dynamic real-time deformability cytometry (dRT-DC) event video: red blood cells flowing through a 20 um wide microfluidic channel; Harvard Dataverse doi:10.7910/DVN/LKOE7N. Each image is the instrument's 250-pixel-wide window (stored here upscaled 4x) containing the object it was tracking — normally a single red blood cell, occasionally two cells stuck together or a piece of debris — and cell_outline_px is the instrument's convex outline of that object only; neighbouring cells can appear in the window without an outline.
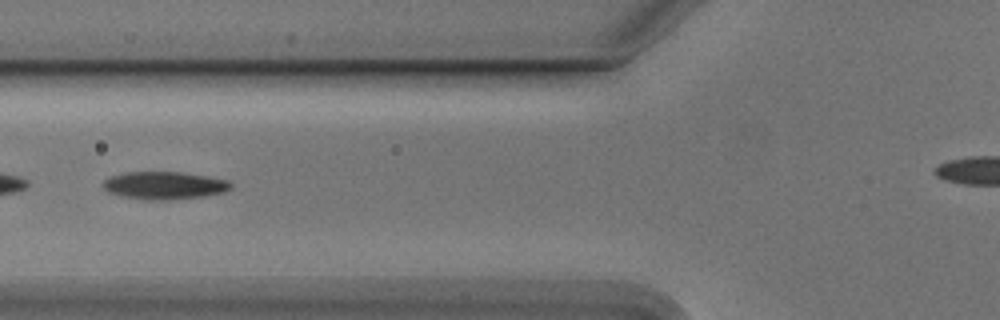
{"species": "Egyptian fruit bat (a non-hibernating species)", "species_latin": "Rousettus aegyptiacus", "temperature_condition": "cold", "stored_images_in_passage": 40, "camera_frame_rate_fps": 3000, "um_per_image_px": 0.085, "animal": {"sex": "male"}, "frame": {"image": 1, "passage_image": 12, "time_ms": 3.667, "image_size_px": [1000, 320], "cell_outline_px": [[232, 188], [224, 192], [204, 196], [168, 200], [144, 200], [124, 196], [108, 192], [104, 188], [104, 180], [112, 176], [128, 172], [180, 172], [208, 176], [228, 180], [232, 184]], "centroid_in_image_um": [14.01, 15.76], "position_along_channel_um": 111.8, "area_um2": 20.52}}
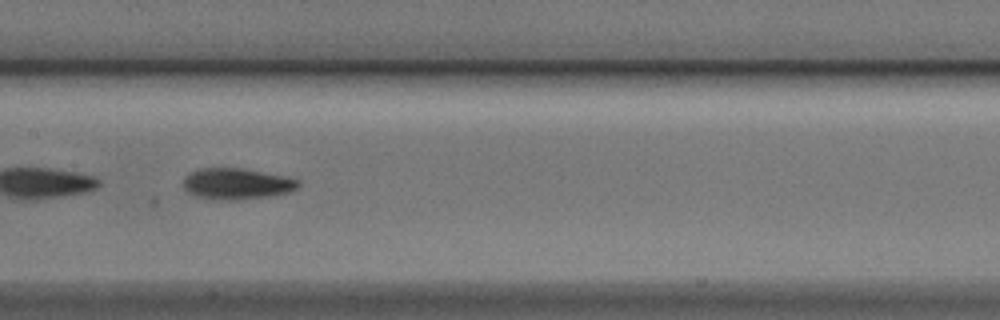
{"frame": {"image": 2, "passage_image": 18, "time_ms": 5.667, "image_size_px": [1000, 320], "cell_outline_px": [[300, 184], [292, 192], [272, 196], [236, 200], [212, 200], [196, 196], [188, 192], [184, 188], [184, 176], [192, 172], [204, 168], [240, 168], [288, 176], [300, 180]], "centroid_in_image_um": [20.17, 15.63], "position_along_channel_um": 187.2, "area_um2": 21.1}, "authors_computed_cell_mechanics": {"area_um2": 20.4612, "velocity_mm_per_s": 3.7686, "shape_relaxation_time_tau1_ms": 3.2001, "shape_relaxation_time_tau2_ms": 5.6654, "deformation_change_tau1": 0.133, "deformation_change_tau2": 0.1153}}